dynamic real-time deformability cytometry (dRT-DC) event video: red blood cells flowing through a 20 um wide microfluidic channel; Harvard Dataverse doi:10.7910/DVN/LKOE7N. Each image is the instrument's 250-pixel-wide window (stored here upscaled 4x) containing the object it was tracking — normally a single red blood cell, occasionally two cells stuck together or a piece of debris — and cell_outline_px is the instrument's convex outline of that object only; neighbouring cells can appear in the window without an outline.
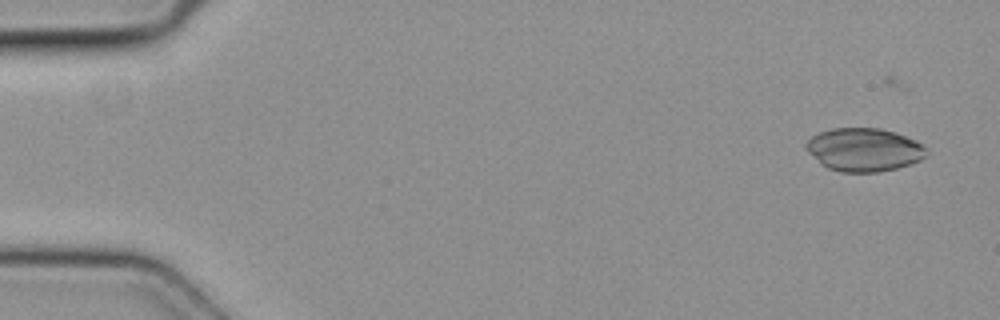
{"species": "common noctule bat (a hibernating species)", "species_latin": "Nyctalus noctula", "temperature_condition": "cold", "stored_images_in_passage": 6, "camera_frame_rate_fps": 3000, "um_per_image_px": 0.085, "animal": {"sex": "female", "body_mass_g": 19.3, "forearm_length_mm": 54.1}, "frame": {"image": 1, "passage_image": 1, "time_ms": 0.0, "image_size_px": [1000, 320], "cell_outline_px": [[928, 152], [920, 160], [896, 168], [880, 172], [840, 172], [828, 168], [820, 164], [804, 148], [804, 144], [812, 136], [820, 132], [832, 128], [880, 128], [896, 132], [916, 140]], "centroid_in_image_um": [73.4, 12.72], "position_along_channel_um": 11.6, "area_um2": 30.35}}
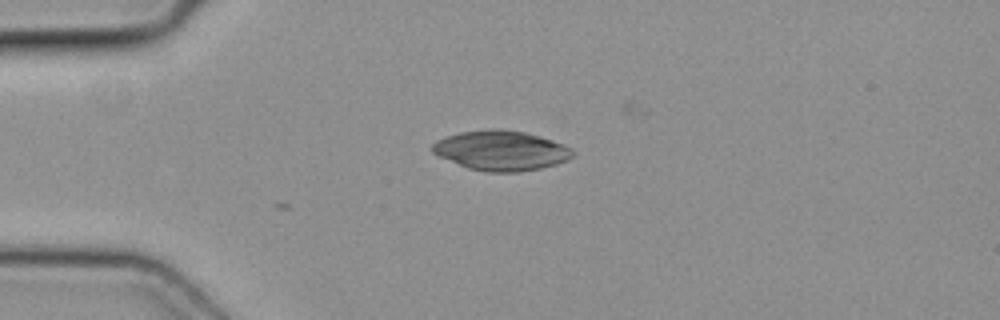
{"frame": {"image": 2, "passage_image": 4, "time_ms": 1.0, "image_size_px": [1000, 320], "cell_outline_px": [[572, 156], [568, 160], [556, 164], [540, 168], [516, 172], [484, 172], [468, 168], [440, 156], [432, 152], [432, 144], [436, 140], [460, 132], [488, 128], [492, 128], [524, 132], [552, 140], [572, 148]], "centroid_in_image_um": [42.58, 12.79], "position_along_channel_um": 42.4, "area_um2": 32.31}}